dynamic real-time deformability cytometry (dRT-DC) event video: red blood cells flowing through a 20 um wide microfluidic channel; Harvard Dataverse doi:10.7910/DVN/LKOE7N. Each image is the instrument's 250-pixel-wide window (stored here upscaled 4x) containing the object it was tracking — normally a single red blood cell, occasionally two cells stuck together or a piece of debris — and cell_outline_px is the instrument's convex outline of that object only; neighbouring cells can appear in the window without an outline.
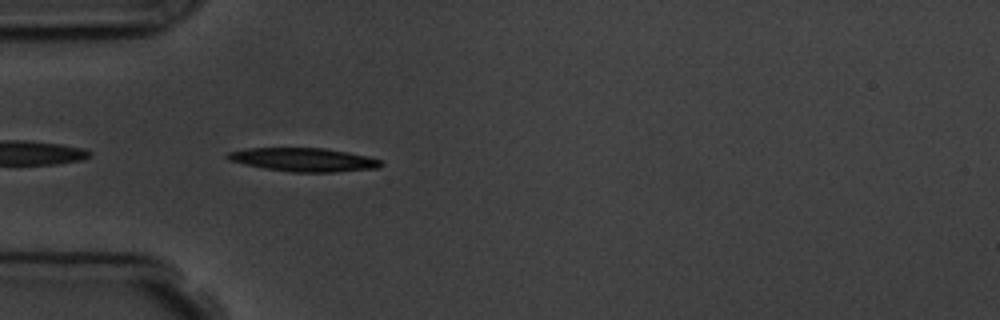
{"species": "common noctule bat (a hibernating species)", "species_latin": "Nyctalus noctula", "temperature_condition": "room temperature", "stored_images_in_passage": 4, "camera_frame_rate_fps": 3000, "um_per_image_px": 0.085, "animal": {"sex": "male", "body_mass_g": 19.5, "forearm_length_mm": 54.6}, "frame": {"image": 1, "passage_image": 4, "time_ms": 4.333, "image_size_px": [1000, 320], "cell_outline_px": [[384, 164], [376, 168], [332, 172], [292, 172], [264, 168], [228, 160], [224, 156], [228, 152], [244, 148], [324, 148], [348, 152], [368, 156], [380, 160]], "centroid_in_image_um": [25.78, 13.56], "position_along_channel_um": 59.2, "area_um2": 20.98}}